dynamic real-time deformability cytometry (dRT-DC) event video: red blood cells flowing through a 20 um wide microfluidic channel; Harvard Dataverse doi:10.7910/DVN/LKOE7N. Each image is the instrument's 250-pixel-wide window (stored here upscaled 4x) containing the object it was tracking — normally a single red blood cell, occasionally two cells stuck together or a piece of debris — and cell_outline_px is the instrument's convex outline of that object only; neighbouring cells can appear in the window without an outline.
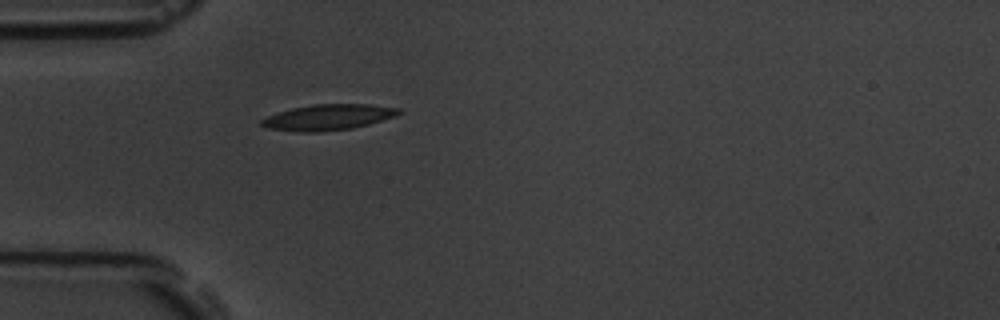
{"species": "common noctule bat (a hibernating species)", "species_latin": "Nyctalus noctula", "temperature_condition": "room temperature", "stored_images_in_passage": 5, "camera_frame_rate_fps": 3000, "um_per_image_px": 0.085, "animal": {"sex": "male", "body_mass_g": 19.5, "forearm_length_mm": 54.6}, "frame": {"image": 1, "passage_image": 5, "time_ms": 5.667, "image_size_px": [1000, 320], "cell_outline_px": [[404, 112], [396, 116], [368, 124], [352, 128], [316, 132], [304, 132], [268, 128], [260, 124], [260, 120], [276, 112], [292, 108], [312, 104], [368, 104], [400, 108]], "centroid_in_image_um": [27.91, 9.95], "position_along_channel_um": 57.1, "area_um2": 20.58}}